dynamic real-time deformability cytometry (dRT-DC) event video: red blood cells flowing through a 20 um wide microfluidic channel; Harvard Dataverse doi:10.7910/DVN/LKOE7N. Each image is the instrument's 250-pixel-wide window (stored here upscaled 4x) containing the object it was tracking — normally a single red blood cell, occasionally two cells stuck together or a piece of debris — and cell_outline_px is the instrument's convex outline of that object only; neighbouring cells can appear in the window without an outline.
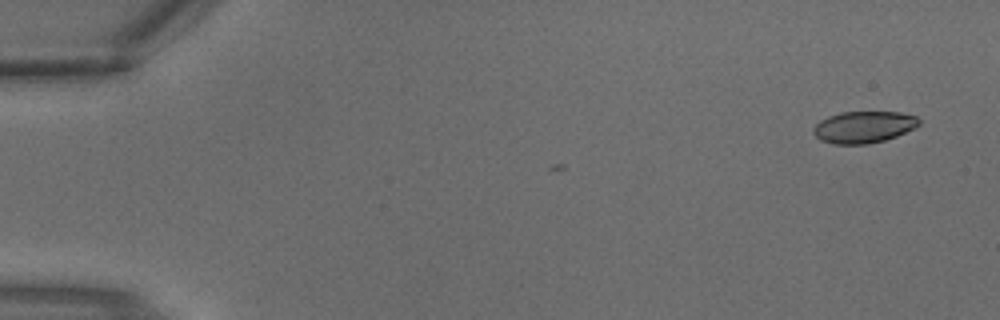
{"species": "common noctule bat (a hibernating species)", "species_latin": "Nyctalus noctula", "temperature_condition": "warm", "stored_images_in_passage": 3, "camera_frame_rate_fps": 3000, "um_per_image_px": 0.085, "animal": {"sex": "male", "body_mass_g": 18.8}, "frame": {"image": 1, "passage_image": 1, "time_ms": 0.0, "image_size_px": [1000, 320], "cell_outline_px": [[920, 124], [896, 136], [884, 140], [868, 144], [836, 144], [820, 140], [812, 132], [812, 128], [820, 120], [828, 116], [840, 112], [900, 112], [916, 116], [920, 120]], "centroid_in_image_um": [73.38, 10.79], "position_along_channel_um": 11.6, "area_um2": 19.48}}